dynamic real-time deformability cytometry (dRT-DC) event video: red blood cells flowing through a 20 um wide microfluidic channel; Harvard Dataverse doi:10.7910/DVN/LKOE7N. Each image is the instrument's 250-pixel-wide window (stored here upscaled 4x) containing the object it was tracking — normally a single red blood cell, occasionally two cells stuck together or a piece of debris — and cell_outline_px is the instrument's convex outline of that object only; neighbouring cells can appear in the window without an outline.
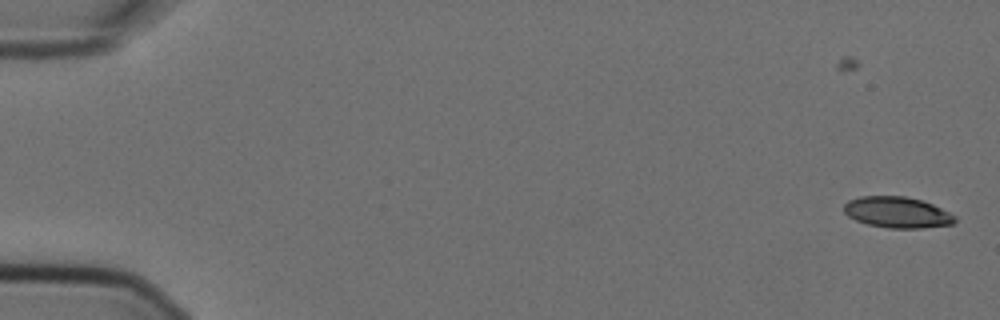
{"species": "Egyptian fruit bat (a non-hibernating species)", "species_latin": "Rousettus aegyptiacus", "temperature_condition": "cold", "stored_images_in_passage": 9, "camera_frame_rate_fps": 3000, "um_per_image_px": 0.085, "animal": {"sex": "female"}, "frame": {"image": 1, "passage_image": 2, "time_ms": 0.333, "image_size_px": [1000, 320], "cell_outline_px": [[956, 220], [952, 224], [920, 228], [888, 228], [868, 224], [856, 220], [848, 216], [844, 212], [844, 204], [848, 200], [860, 196], [904, 196], [920, 200], [932, 204], [956, 216]], "centroid_in_image_um": [76.24, 18.04], "position_along_channel_um": 8.8, "area_um2": 19.94}}
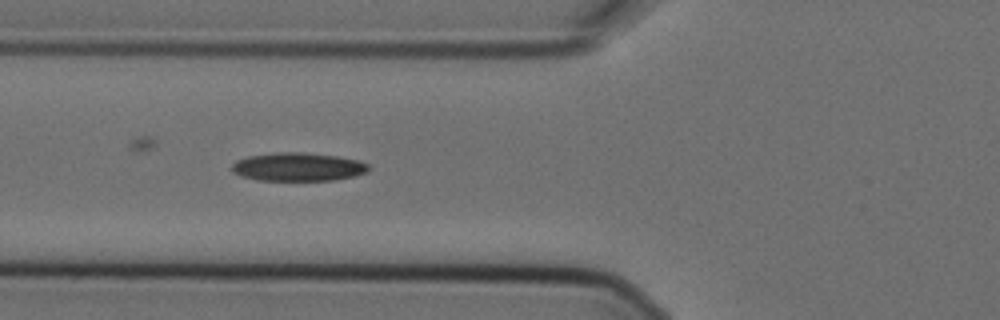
{"frame": {"image": 2, "passage_image": 7, "time_ms": 2.0, "image_size_px": [1000, 320], "cell_outline_px": [[368, 172], [356, 176], [332, 180], [260, 180], [240, 176], [232, 172], [228, 168], [236, 160], [248, 156], [276, 152], [304, 152], [336, 156], [360, 160], [368, 164]], "centroid_in_image_um": [25.3, 14.18], "position_along_channel_um": 100.5, "area_um2": 22.83}}
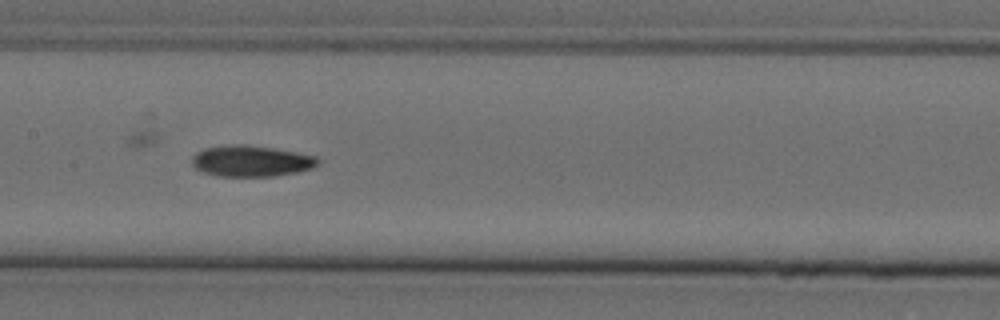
{"frame": {"image": 3, "passage_image": 9, "time_ms": 2.667, "image_size_px": [1000, 320], "cell_outline_px": [[320, 164], [312, 168], [296, 172], [276, 176], [216, 176], [204, 172], [196, 168], [192, 164], [192, 156], [196, 152], [204, 148], [228, 144], [248, 144], [296, 152], [316, 156], [320, 160]], "centroid_in_image_um": [21.35, 13.68], "position_along_channel_um": 186.1, "area_um2": 23.0}}